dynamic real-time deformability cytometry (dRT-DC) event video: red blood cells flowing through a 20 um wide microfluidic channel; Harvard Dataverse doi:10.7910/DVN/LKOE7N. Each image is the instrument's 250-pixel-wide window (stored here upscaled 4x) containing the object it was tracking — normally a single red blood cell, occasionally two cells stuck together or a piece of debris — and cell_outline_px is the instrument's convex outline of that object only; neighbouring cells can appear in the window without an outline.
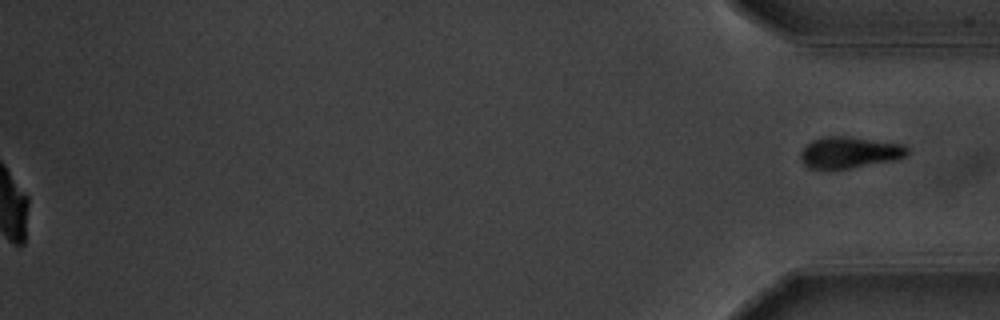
{"species": "common noctule bat (a hibernating species)", "species_latin": "Nyctalus noctula", "temperature_condition": "warm", "stored_images_in_passage": 41, "segment_of_instrument_passage": [2, 2], "camera_frame_rate_fps": 3000, "um_per_image_px": 0.085, "animal": {"sex": "male", "body_mass_g": 20.1, "forearm_length_mm": 53.5}, "frame": {"image": 1, "passage_image": 41, "time_ms": 13.333, "image_size_px": [1000, 320], "cell_outline_px": [[908, 152], [904, 156], [892, 160], [852, 168], [808, 168], [804, 164], [800, 156], [804, 148], [812, 140], [820, 136], [848, 136], [904, 144], [908, 148]], "centroid_in_image_um": [72.2, 12.93], "position_along_channel_um": 363.0, "area_um2": 19.31}}